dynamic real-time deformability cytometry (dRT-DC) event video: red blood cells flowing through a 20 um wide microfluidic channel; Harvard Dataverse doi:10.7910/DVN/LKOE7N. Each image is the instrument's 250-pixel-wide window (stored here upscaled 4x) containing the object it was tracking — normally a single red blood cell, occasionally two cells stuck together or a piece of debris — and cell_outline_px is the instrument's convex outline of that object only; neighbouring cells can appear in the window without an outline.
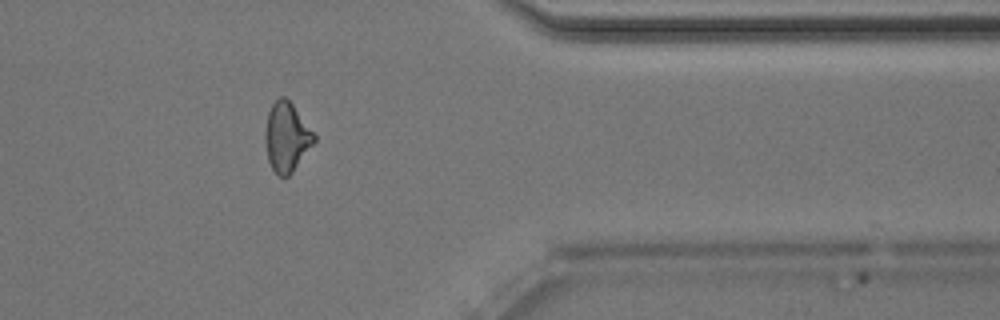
{"species": "Egyptian fruit bat (a non-hibernating species)", "species_latin": "Rousettus aegyptiacus", "temperature_condition": "room temperature", "stored_images_in_passage": 41, "camera_frame_rate_fps": 3000, "um_per_image_px": 0.085, "animal": {"sex": "male"}, "frame": {"image": 1, "passage_image": 35, "time_ms": 11.333, "image_size_px": [1000, 320], "cell_outline_px": [[316, 140], [292, 172], [288, 176], [276, 176], [268, 160], [264, 140], [264, 132], [268, 112], [272, 104], [280, 96], [284, 96], [292, 104], [316, 136]], "centroid_in_image_um": [24.33, 11.66], "position_along_channel_um": 387.1, "area_um2": 19.59}}